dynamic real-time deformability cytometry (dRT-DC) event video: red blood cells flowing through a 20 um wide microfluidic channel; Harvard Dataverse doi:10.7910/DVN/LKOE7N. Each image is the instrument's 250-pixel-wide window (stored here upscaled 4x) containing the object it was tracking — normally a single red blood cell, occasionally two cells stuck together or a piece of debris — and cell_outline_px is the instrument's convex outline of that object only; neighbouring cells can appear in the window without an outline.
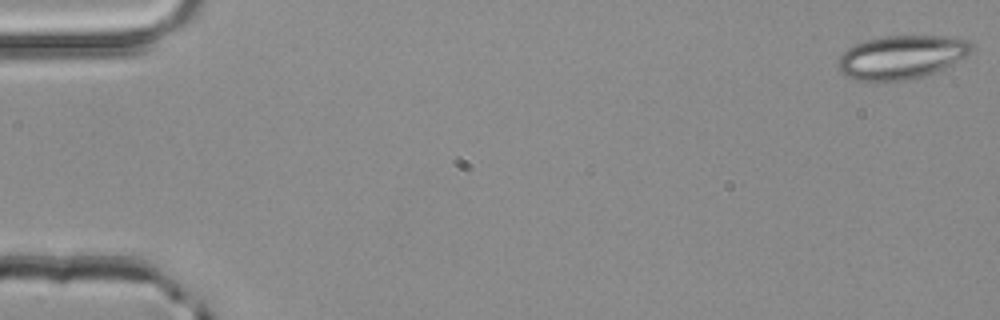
{"species": "common noctule bat (a hibernating species)", "species_latin": "Nyctalus noctula", "temperature_condition": "room temperature", "stored_images_in_passage": 52, "camera_frame_rate_fps": 3000, "um_per_image_px": 0.085, "animal": {"sex": "male", "body_mass_g": 20.4}, "frame": {"image": 1, "passage_image": 1, "time_ms": 0.0, "image_size_px": [1000, 320], "cell_outline_px": [[972, 48], [964, 56], [952, 64], [944, 68], [924, 76], [904, 80], [856, 80], [844, 76], [840, 72], [836, 60], [848, 48], [856, 44], [868, 40], [884, 36], [960, 36], [972, 40]], "centroid_in_image_um": [76.64, 4.84], "position_along_channel_um": 8.4, "area_um2": 33.81}}
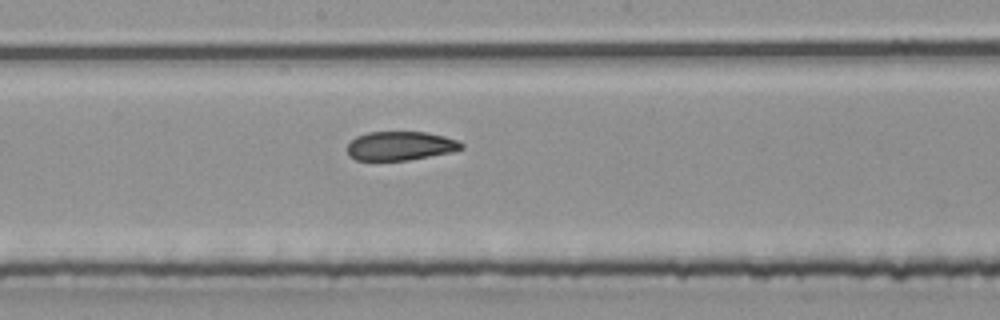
{"frame": {"image": 2, "passage_image": 28, "time_ms": 9.0, "image_size_px": [1000, 320], "cell_outline_px": [[464, 148], [452, 152], [408, 160], [356, 160], [348, 156], [348, 144], [356, 136], [368, 132], [424, 132], [444, 136], [456, 140], [464, 144]], "centroid_in_image_um": [34.03, 12.4], "position_along_channel_um": 214.2, "area_um2": 19.19}}
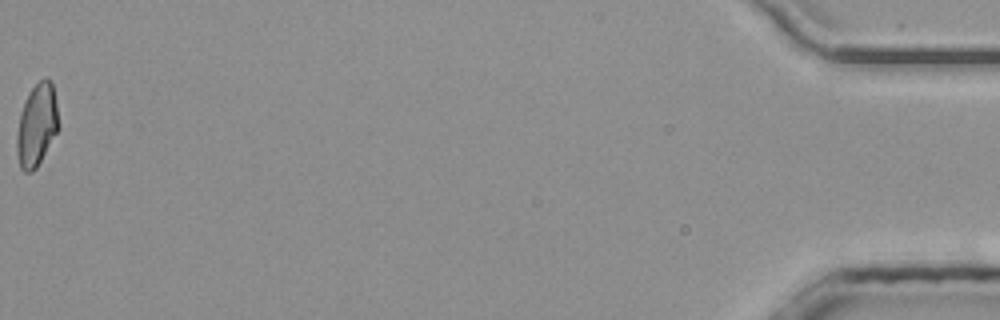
{"frame": {"image": 3, "passage_image": 52, "time_ms": 17.0, "image_size_px": [1000, 320], "cell_outline_px": [[56, 132], [36, 168], [32, 172], [24, 172], [20, 168], [16, 152], [16, 136], [20, 112], [32, 88], [44, 76], [52, 80], [56, 100]], "centroid_in_image_um": [3.09, 10.63], "position_along_channel_um": 432.1, "area_um2": 19.59}, "authors_computed_cell_mechanics": {"area_um2": 20.6346, "velocity_mm_per_s": 4.0472, "shape_relaxation_time_tau1_ms": null, "shape_relaxation_time_tau2_ms": 3.0381, "deformation_change_tau1": null, "deformation_change_tau2": 0.088}}